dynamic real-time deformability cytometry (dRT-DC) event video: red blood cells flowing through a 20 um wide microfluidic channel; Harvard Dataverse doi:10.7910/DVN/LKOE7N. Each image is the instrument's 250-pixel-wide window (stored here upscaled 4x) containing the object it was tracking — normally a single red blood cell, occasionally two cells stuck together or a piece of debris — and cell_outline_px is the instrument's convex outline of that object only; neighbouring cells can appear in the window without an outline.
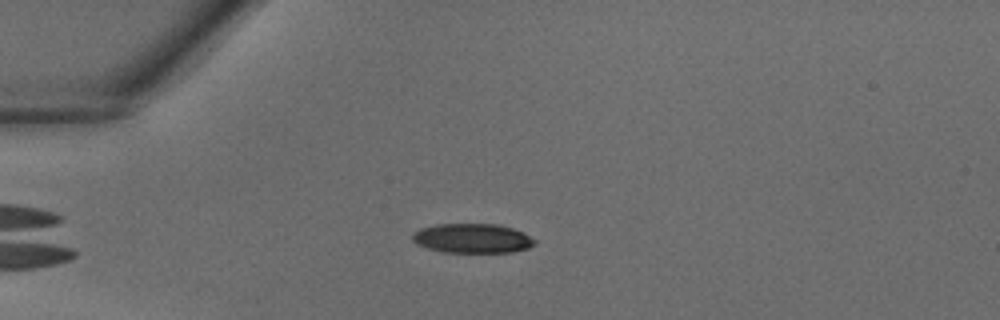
{"species": "common noctule bat (a hibernating species)", "species_latin": "Nyctalus noctula", "temperature_condition": "warm", "stored_images_in_passage": 31, "camera_frame_rate_fps": 3000, "um_per_image_px": 0.085, "animal": {"sex": "male", "body_mass_g": 18.8}, "frame": {"image": 1, "passage_image": 2, "time_ms": 0.333, "image_size_px": [1000, 320], "cell_outline_px": [[536, 244], [528, 248], [512, 252], [444, 252], [428, 248], [416, 244], [412, 240], [412, 232], [420, 228], [436, 224], [496, 224], [512, 228], [524, 232], [536, 240]], "centroid_in_image_um": [40.15, 20.25], "position_along_channel_um": 44.9, "area_um2": 21.1}}
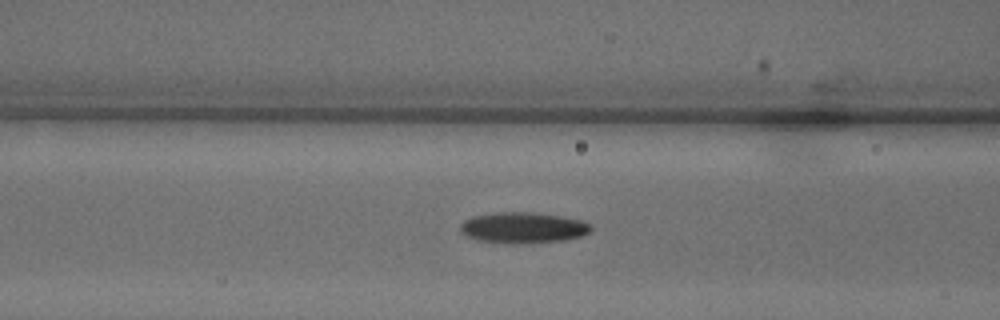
{"frame": {"image": 2, "passage_image": 8, "time_ms": 2.333, "image_size_px": [1000, 320], "cell_outline_px": [[592, 232], [580, 236], [560, 240], [532, 244], [524, 244], [480, 240], [468, 236], [460, 232], [460, 224], [464, 220], [472, 216], [496, 212], [532, 212], [560, 216], [584, 220], [592, 228]], "centroid_in_image_um": [44.47, 19.34], "position_along_channel_um": 122.1, "area_um2": 23.52}}
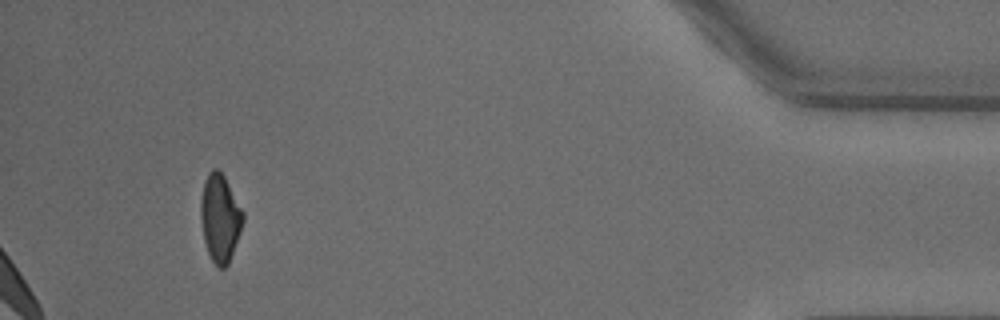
{"frame": {"image": 3, "passage_image": 29, "time_ms": 9.333, "image_size_px": [1000, 320], "cell_outline_px": [[244, 220], [240, 232], [228, 264], [224, 268], [216, 268], [208, 252], [204, 240], [200, 216], [200, 200], [204, 180], [208, 172], [212, 168], [216, 168], [224, 176], [244, 212]], "centroid_in_image_um": [18.69, 18.52], "position_along_channel_um": 416.5, "area_um2": 21.62}}